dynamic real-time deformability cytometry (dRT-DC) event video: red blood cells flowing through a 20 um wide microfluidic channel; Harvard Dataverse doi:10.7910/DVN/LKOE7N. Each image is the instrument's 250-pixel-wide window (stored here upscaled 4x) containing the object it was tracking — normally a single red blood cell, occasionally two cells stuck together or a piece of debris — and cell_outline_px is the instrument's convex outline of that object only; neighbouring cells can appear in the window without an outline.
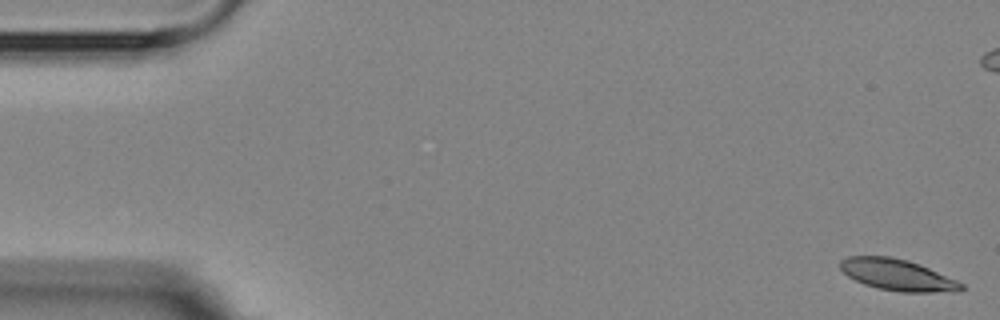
{"species": "Egyptian fruit bat (a non-hibernating species)", "species_latin": "Rousettus aegyptiacus", "temperature_condition": "room temperature", "stored_images_in_passage": 15, "camera_frame_rate_fps": 3000, "um_per_image_px": 0.085, "animal": {"sex": "female"}, "frame": {"image": 1, "passage_image": 1, "time_ms": 0.0, "image_size_px": [1000, 320], "cell_outline_px": [[964, 288], [960, 292], [900, 292], [876, 288], [864, 284], [848, 276], [840, 268], [840, 260], [848, 256], [892, 256], [908, 260], [920, 264], [956, 280], [964, 284]], "centroid_in_image_um": [76.3, 23.37], "position_along_channel_um": 8.7, "area_um2": 22.25}}
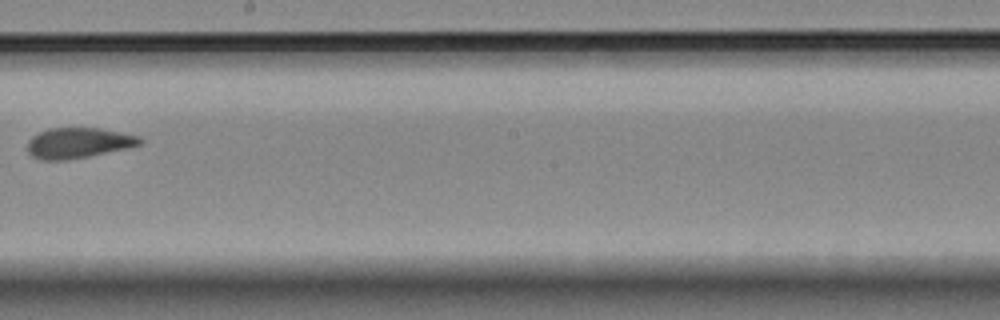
{"frame": {"image": 2, "passage_image": 10, "time_ms": 12.0, "image_size_px": [1000, 320], "cell_outline_px": [[144, 140], [140, 144], [128, 148], [68, 160], [40, 160], [32, 156], [28, 152], [28, 140], [32, 136], [48, 128], [100, 128], [140, 136]], "centroid_in_image_um": [6.66, 12.15], "position_along_channel_um": 241.5, "area_um2": 20.0}}
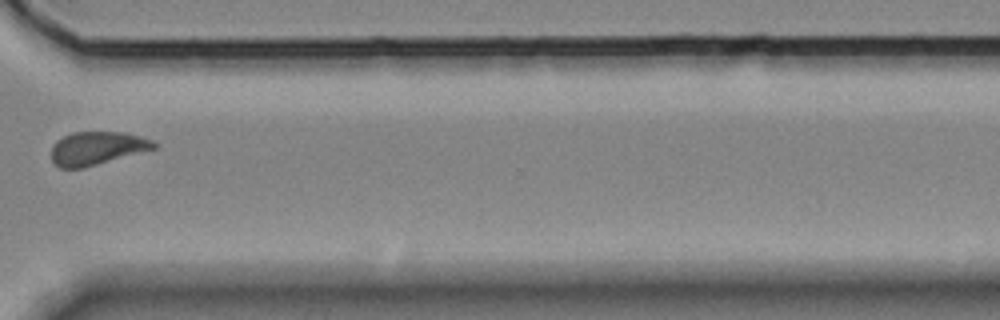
{"frame": {"image": 3, "passage_image": 13, "time_ms": 15.333, "image_size_px": [1000, 320], "cell_outline_px": [[156, 148], [84, 168], [60, 168], [52, 160], [52, 144], [56, 140], [72, 132], [124, 132], [140, 136], [152, 140], [156, 144]], "centroid_in_image_um": [8.22, 12.59], "position_along_channel_um": 362.4, "area_um2": 19.83}}